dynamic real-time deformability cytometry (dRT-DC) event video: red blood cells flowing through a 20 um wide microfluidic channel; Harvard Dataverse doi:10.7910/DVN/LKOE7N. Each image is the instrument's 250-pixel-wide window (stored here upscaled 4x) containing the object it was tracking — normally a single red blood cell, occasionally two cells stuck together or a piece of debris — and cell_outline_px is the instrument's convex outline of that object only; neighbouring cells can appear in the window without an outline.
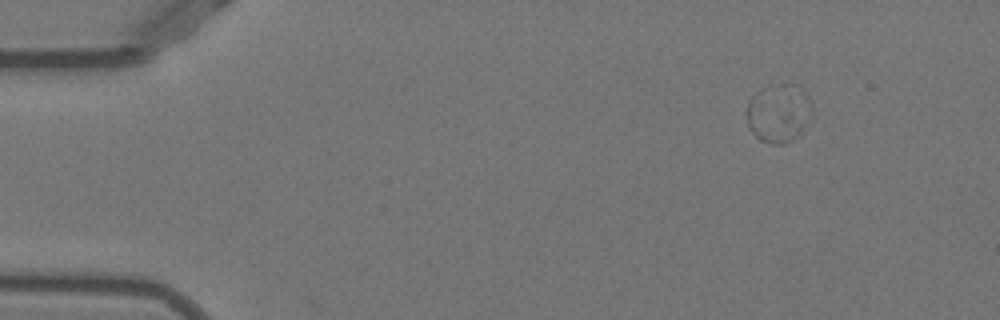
{"species": "Egyptian fruit bat (a non-hibernating species)", "species_latin": "Rousettus aegyptiacus", "temperature_condition": "warm", "stored_images_in_passage": 2, "camera_frame_rate_fps": 3000, "um_per_image_px": 0.085, "animal": {"sex": "female"}, "frame": {"image": 1, "passage_image": 1, "time_ms": 0.0, "image_size_px": [1000, 320], "cell_outline_px": [[800, 136], [784, 144], [772, 144], [760, 140], [748, 128], [748, 100], [756, 92], [792, 112], [800, 128]], "centroid_in_image_um": [65.57, 10.29], "position_along_channel_um": 19.4, "area_um2": 13.58}}